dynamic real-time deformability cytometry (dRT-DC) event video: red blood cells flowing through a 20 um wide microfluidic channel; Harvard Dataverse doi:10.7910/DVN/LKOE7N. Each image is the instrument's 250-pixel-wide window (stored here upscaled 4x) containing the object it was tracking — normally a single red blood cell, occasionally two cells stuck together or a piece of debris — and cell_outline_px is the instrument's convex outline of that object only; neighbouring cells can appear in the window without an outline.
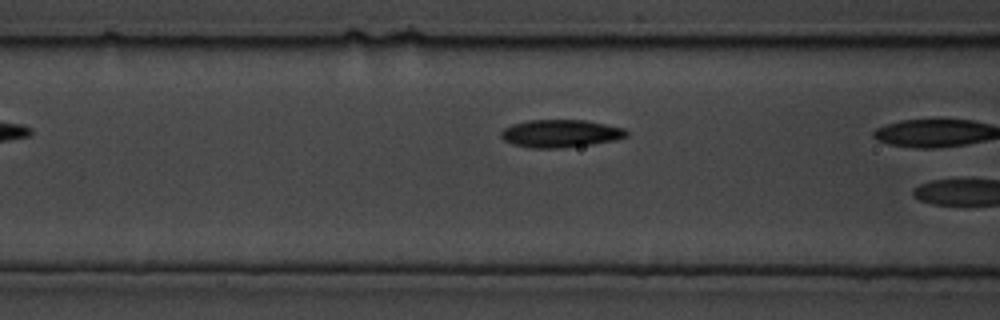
{"species": "common noctule bat (a hibernating species)", "species_latin": "Nyctalus noctula", "temperature_condition": "cold", "stored_images_in_passage": 7, "camera_frame_rate_fps": 3000, "um_per_image_px": 0.085, "animal": {"sex": "male", "body_mass_g": 19.5, "forearm_length_mm": 54.6}, "frame": {"image": 1, "passage_image": 7, "time_ms": 2.0, "image_size_px": [1000, 320], "cell_outline_px": [[628, 136], [616, 140], [592, 144], [560, 148], [528, 148], [512, 144], [504, 140], [500, 136], [500, 132], [504, 128], [512, 124], [528, 120], [584, 120], [624, 128], [628, 132]], "centroid_in_image_um": [47.62, 11.35], "position_along_channel_um": 119.0, "area_um2": 20.35}}